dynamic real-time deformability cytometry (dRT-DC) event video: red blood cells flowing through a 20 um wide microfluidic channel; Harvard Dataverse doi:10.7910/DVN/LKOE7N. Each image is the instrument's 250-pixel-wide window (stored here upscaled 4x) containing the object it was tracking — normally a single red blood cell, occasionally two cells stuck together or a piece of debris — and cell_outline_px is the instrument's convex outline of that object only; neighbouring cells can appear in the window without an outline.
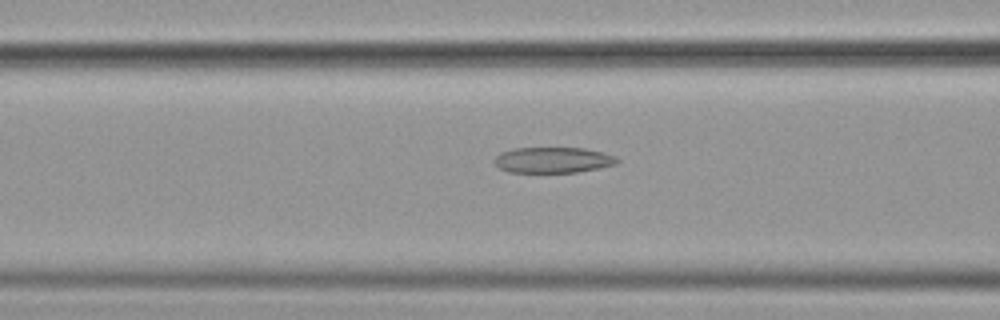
{"species": "common noctule bat (a hibernating species)", "species_latin": "Nyctalus noctula", "temperature_condition": "cold", "stored_images_in_passage": 29, "camera_frame_rate_fps": 3000, "um_per_image_px": 0.085, "animal": {"sex": "female", "body_mass_g": 19.9}, "frame": {"image": 1, "passage_image": 6, "time_ms": 1.667, "image_size_px": [1000, 320], "cell_outline_px": [[620, 160], [616, 164], [600, 168], [576, 172], [508, 172], [500, 168], [492, 160], [500, 152], [512, 148], [584, 148], [604, 152], [616, 156]], "centroid_in_image_um": [47.01, 13.59], "position_along_channel_um": 119.6, "area_um2": 18.55}}
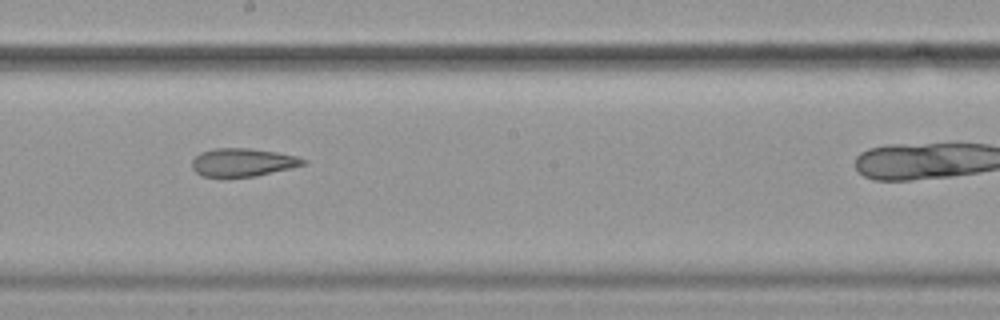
{"frame": {"image": 2, "passage_image": 15, "time_ms": 4.667, "image_size_px": [1000, 320], "cell_outline_px": [[308, 160], [304, 164], [292, 168], [256, 176], [200, 176], [192, 168], [192, 160], [200, 152], [216, 148], [248, 148], [276, 152], [296, 156]], "centroid_in_image_um": [20.63, 13.79], "position_along_channel_um": 227.6, "area_um2": 18.09}}
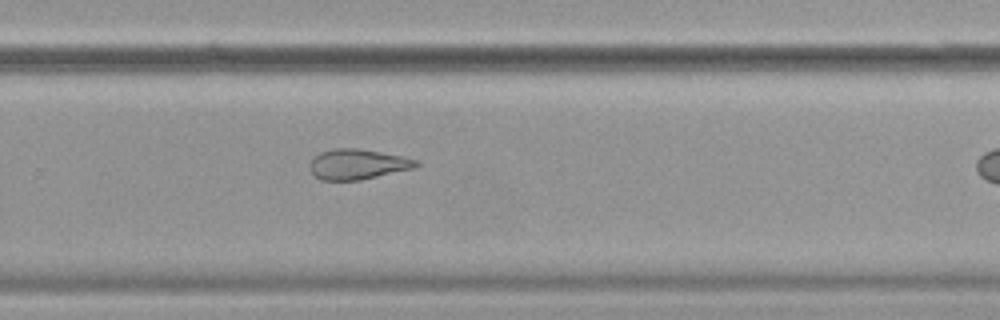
{"frame": {"image": 3, "passage_image": 21, "time_ms": 6.667, "image_size_px": [1000, 320], "cell_outline_px": [[420, 164], [416, 168], [360, 180], [320, 180], [308, 168], [308, 164], [320, 152], [332, 148], [356, 148], [380, 152], [420, 160]], "centroid_in_image_um": [30.41, 13.96], "position_along_channel_um": 299.4, "area_um2": 18.84}}